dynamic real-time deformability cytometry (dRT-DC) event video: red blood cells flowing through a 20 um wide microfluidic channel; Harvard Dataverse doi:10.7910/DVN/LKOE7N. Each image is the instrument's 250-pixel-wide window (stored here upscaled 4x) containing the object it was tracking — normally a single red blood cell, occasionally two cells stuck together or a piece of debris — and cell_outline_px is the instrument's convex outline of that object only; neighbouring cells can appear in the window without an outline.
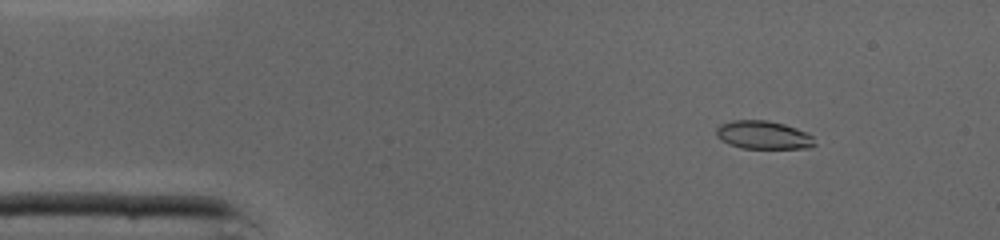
{"species": "common noctule bat (a hibernating species)", "species_latin": "Nyctalus noctula", "temperature_condition": "cold", "stored_images_in_passage": 46, "camera_frame_rate_fps": 3000, "um_per_image_px": 0.085, "animal": {"sex": "male", "body_mass_g": 19.0, "forearm_length_mm": 50.8}, "frame": {"image": 1, "passage_image": 6, "time_ms": 1.667, "image_size_px": [1000, 240], "cell_outline_px": [[816, 144], [808, 148], [744, 148], [732, 144], [716, 136], [716, 128], [720, 124], [732, 120], [764, 120], [784, 124], [796, 128], [812, 136]], "centroid_in_image_um": [64.88, 11.46], "position_along_channel_um": 20.1, "area_um2": 15.9}}
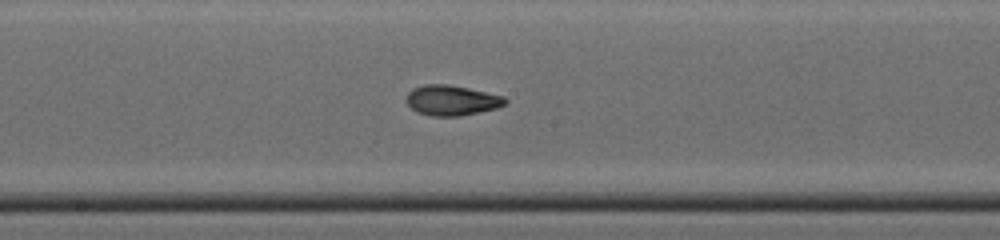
{"frame": {"image": 2, "passage_image": 24, "time_ms": 7.667, "image_size_px": [1000, 240], "cell_outline_px": [[508, 100], [504, 104], [496, 108], [460, 116], [432, 116], [416, 112], [404, 100], [408, 92], [412, 88], [424, 84], [444, 84], [468, 88], [504, 96]], "centroid_in_image_um": [38.35, 8.52], "position_along_channel_um": 209.9, "area_um2": 17.4}}
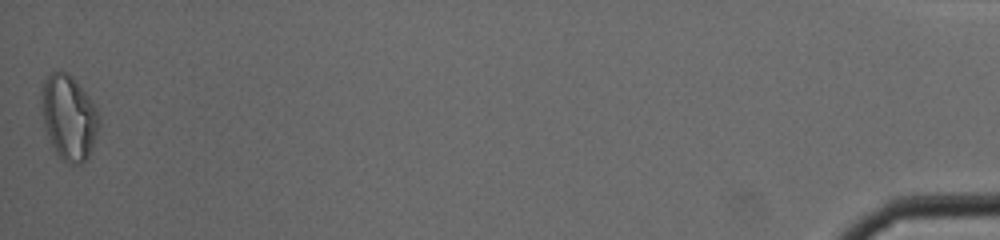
{"frame": {"image": 3, "passage_image": 46, "time_ms": 15.0, "image_size_px": [1000, 240], "cell_outline_px": [[100, 124], [88, 156], [80, 164], [68, 164], [56, 152], [48, 140], [44, 128], [40, 100], [40, 92], [44, 80], [52, 72], [68, 72], [72, 76], [88, 96], [96, 108], [100, 116]], "centroid_in_image_um": [5.82, 9.97], "position_along_channel_um": 429.4, "area_um2": 28.5}, "authors_computed_cell_mechanics": {"area_um2": 17.1377, "velocity_mm_per_s": 4.3718, "shape_relaxation_time_tau1_ms": 3.625, "shape_relaxation_time_tau2_ms": 1.4195, "deformation_change_tau1": 0.1704, "deformation_change_tau2": 0.0637}}